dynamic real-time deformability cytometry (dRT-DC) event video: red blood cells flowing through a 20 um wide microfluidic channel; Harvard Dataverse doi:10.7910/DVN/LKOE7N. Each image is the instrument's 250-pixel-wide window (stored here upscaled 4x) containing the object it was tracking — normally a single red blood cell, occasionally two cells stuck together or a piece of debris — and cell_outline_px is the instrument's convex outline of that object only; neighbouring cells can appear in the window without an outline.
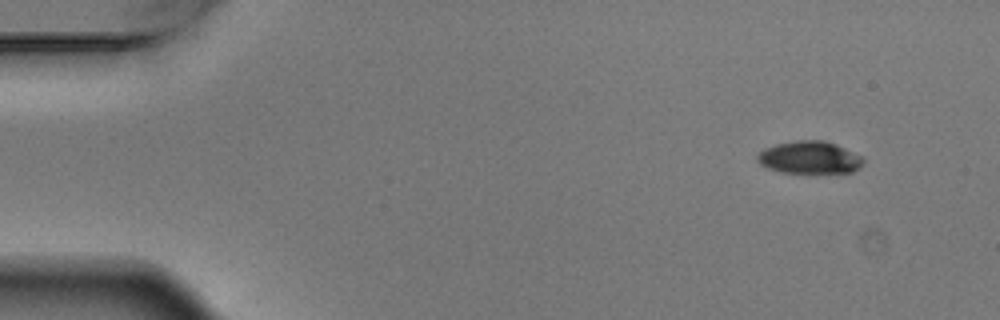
{"species": "Egyptian fruit bat (a non-hibernating species)", "species_latin": "Rousettus aegyptiacus", "temperature_condition": "warm", "stored_images_in_passage": 5, "camera_frame_rate_fps": 3000, "um_per_image_px": 0.085, "animal": {"sex": "male"}, "frame": {"image": 1, "passage_image": 1, "time_ms": 0.0, "image_size_px": [1000, 320], "cell_outline_px": [[864, 164], [852, 172], [780, 172], [768, 168], [760, 164], [756, 160], [756, 156], [764, 148], [776, 144], [796, 140], [824, 140], [836, 144], [860, 156], [864, 160]], "centroid_in_image_um": [68.78, 13.38], "position_along_channel_um": 16.2, "area_um2": 19.88}}
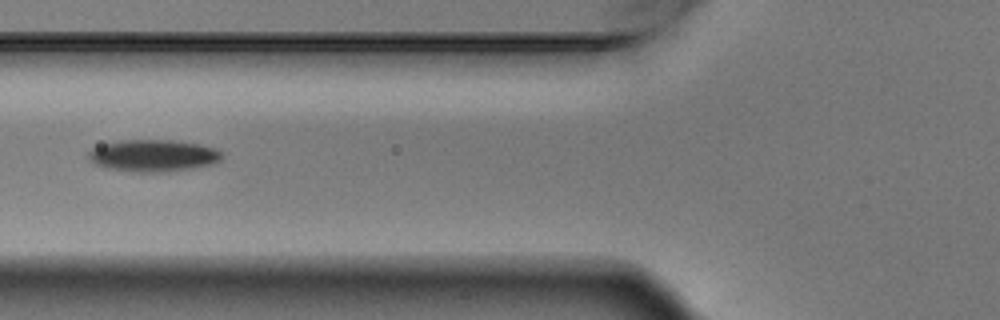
{"frame": {"image": 2, "passage_image": 5, "time_ms": 1.333, "image_size_px": [1000, 320], "cell_outline_px": [[220, 160], [212, 164], [188, 168], [156, 172], [132, 172], [112, 168], [96, 164], [88, 156], [88, 152], [92, 148], [104, 144], [120, 140], [172, 140], [200, 144], [212, 148], [220, 152]], "centroid_in_image_um": [12.99, 13.21], "position_along_channel_um": 112.8, "area_um2": 24.22}}